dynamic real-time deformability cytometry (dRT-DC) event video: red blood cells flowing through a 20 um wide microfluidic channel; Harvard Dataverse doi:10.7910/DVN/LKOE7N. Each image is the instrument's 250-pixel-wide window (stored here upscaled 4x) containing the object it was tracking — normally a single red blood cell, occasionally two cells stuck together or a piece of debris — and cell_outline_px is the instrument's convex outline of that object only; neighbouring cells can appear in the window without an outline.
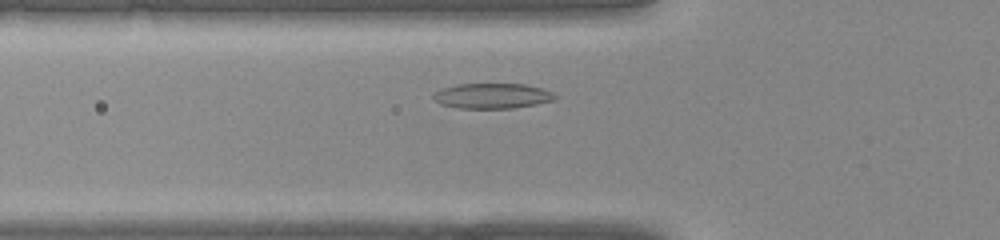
{"species": "common noctule bat (a hibernating species)", "species_latin": "Nyctalus noctula", "temperature_condition": "warm", "stored_images_in_passage": 31, "camera_frame_rate_fps": 3000, "um_per_image_px": 0.085, "animal": {"sex": "female", "body_mass_g": 22.0, "forearm_length_mm": 56.7}, "frame": {"image": 1, "passage_image": 5, "time_ms": 1.333, "image_size_px": [1000, 240], "cell_outline_px": [[556, 96], [552, 100], [536, 104], [512, 108], [456, 108], [440, 104], [432, 100], [432, 96], [440, 88], [456, 84], [524, 84], [540, 88], [552, 92]], "centroid_in_image_um": [41.76, 8.15], "position_along_channel_um": 84.0, "area_um2": 17.86}}
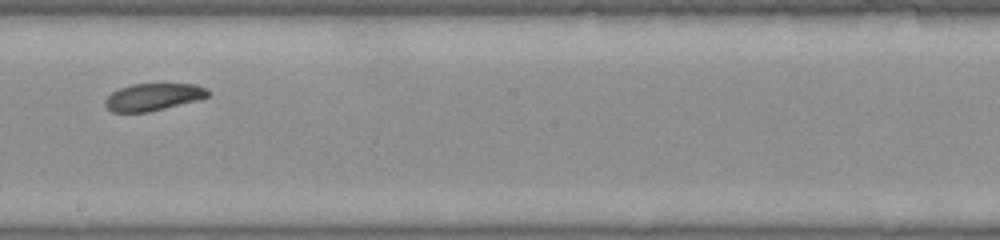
{"frame": {"image": 2, "passage_image": 14, "time_ms": 4.333, "image_size_px": [1000, 240], "cell_outline_px": [[208, 96], [196, 100], [148, 112], [112, 112], [104, 104], [104, 100], [112, 92], [120, 88], [132, 84], [196, 84], [208, 88]], "centroid_in_image_um": [13.0, 8.23], "position_along_channel_um": 235.2, "area_um2": 16.13}}
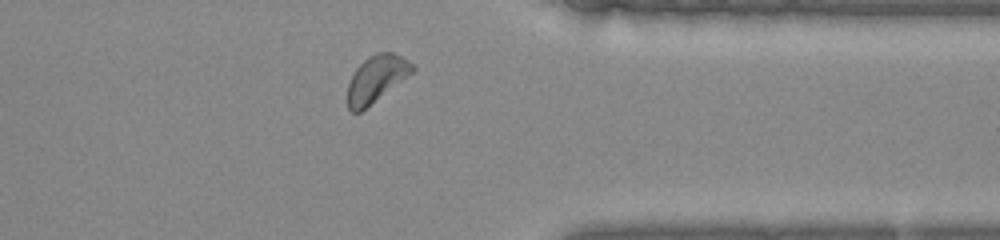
{"frame": {"image": 3, "passage_image": 23, "time_ms": 7.333, "image_size_px": [1000, 240], "cell_outline_px": [[416, 68], [412, 72], [360, 112], [352, 112], [348, 108], [348, 84], [356, 68], [368, 56], [376, 52], [392, 52], [408, 60]], "centroid_in_image_um": [31.97, 6.67], "position_along_channel_um": 379.4, "area_um2": 17.17}}